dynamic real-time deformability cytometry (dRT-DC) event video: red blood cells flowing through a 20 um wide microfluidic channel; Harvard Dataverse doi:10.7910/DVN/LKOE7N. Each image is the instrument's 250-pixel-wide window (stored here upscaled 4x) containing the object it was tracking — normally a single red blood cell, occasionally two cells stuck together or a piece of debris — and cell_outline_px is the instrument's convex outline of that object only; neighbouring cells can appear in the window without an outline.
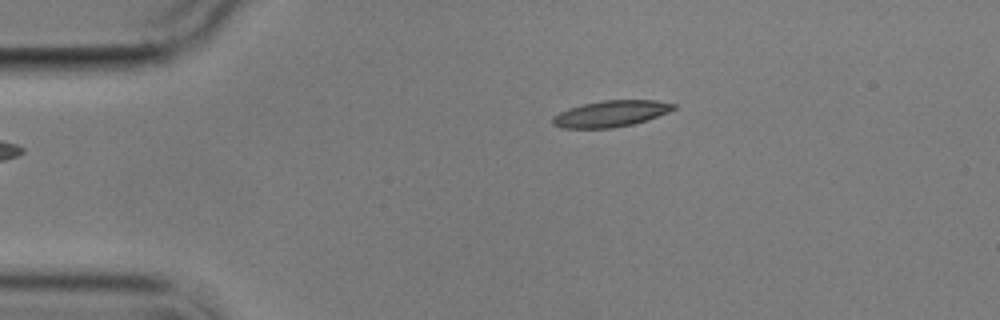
{"species": "common noctule bat (a hibernating species)", "species_latin": "Nyctalus noctula", "temperature_condition": "cold", "stored_images_in_passage": 4, "camera_frame_rate_fps": 3000, "um_per_image_px": 0.085, "animal": {"sex": "male", "body_mass_g": 17.9}, "frame": {"image": 1, "passage_image": 4, "time_ms": 3.667, "image_size_px": [1000, 320], "cell_outline_px": [[676, 108], [668, 112], [648, 120], [632, 124], [612, 128], [560, 128], [552, 124], [552, 116], [568, 108], [600, 100], [656, 100], [676, 104]], "centroid_in_image_um": [51.91, 9.66], "position_along_channel_um": 33.1, "area_um2": 18.61}}